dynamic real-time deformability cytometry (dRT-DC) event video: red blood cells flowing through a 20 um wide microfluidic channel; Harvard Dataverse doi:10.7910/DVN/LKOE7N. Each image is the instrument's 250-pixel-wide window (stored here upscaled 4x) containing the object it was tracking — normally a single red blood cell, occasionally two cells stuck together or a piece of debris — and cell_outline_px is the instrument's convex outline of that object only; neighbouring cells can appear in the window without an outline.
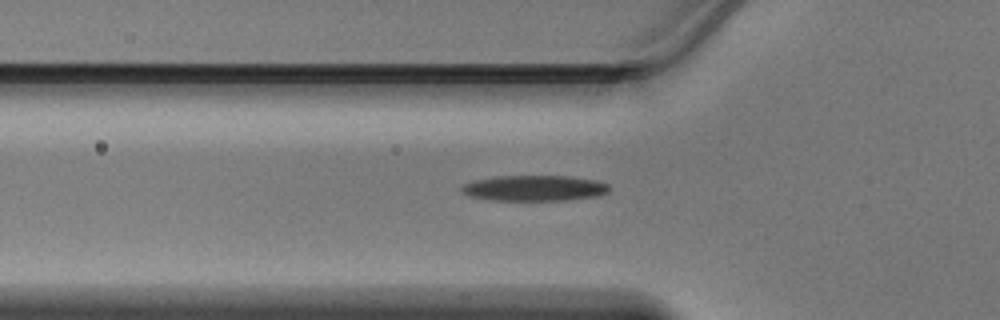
{"species": "Egyptian fruit bat (a non-hibernating species)", "species_latin": "Rousettus aegyptiacus", "temperature_condition": "warm", "stored_images_in_passage": 33, "camera_frame_rate_fps": 3000, "um_per_image_px": 0.085, "animal": {"sex": "male"}, "frame": {"image": 1, "passage_image": 2, "time_ms": 0.333, "image_size_px": [1000, 320], "cell_outline_px": [[608, 192], [596, 196], [564, 200], [492, 200], [468, 196], [460, 192], [460, 188], [464, 184], [476, 180], [496, 176], [568, 176], [596, 180], [608, 184]], "centroid_in_image_um": [45.38, 15.99], "position_along_channel_um": 80.4, "area_um2": 21.96}}
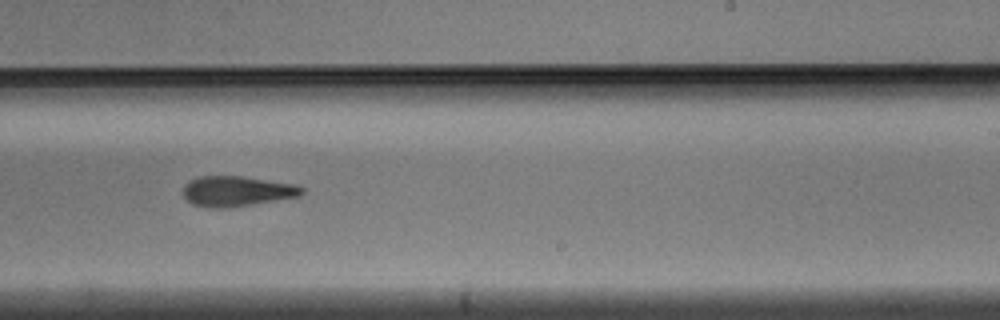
{"frame": {"image": 2, "passage_image": 15, "time_ms": 4.667, "image_size_px": [1000, 320], "cell_outline_px": [[304, 192], [300, 196], [228, 208], [208, 208], [192, 204], [184, 196], [184, 184], [200, 176], [240, 176], [296, 184], [304, 188]], "centroid_in_image_um": [20.14, 16.26], "position_along_channel_um": 268.9, "area_um2": 20.87}}
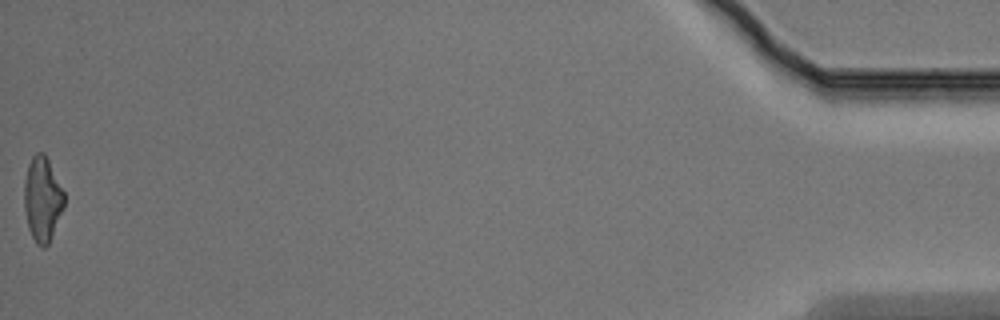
{"frame": {"image": 3, "passage_image": 33, "time_ms": 10.667, "image_size_px": [1000, 320], "cell_outline_px": [[64, 208], [48, 244], [44, 248], [40, 248], [36, 244], [28, 228], [24, 208], [24, 180], [28, 164], [32, 156], [36, 152], [44, 152], [64, 192]], "centroid_in_image_um": [3.59, 16.93], "position_along_channel_um": 431.6, "area_um2": 19.77}}